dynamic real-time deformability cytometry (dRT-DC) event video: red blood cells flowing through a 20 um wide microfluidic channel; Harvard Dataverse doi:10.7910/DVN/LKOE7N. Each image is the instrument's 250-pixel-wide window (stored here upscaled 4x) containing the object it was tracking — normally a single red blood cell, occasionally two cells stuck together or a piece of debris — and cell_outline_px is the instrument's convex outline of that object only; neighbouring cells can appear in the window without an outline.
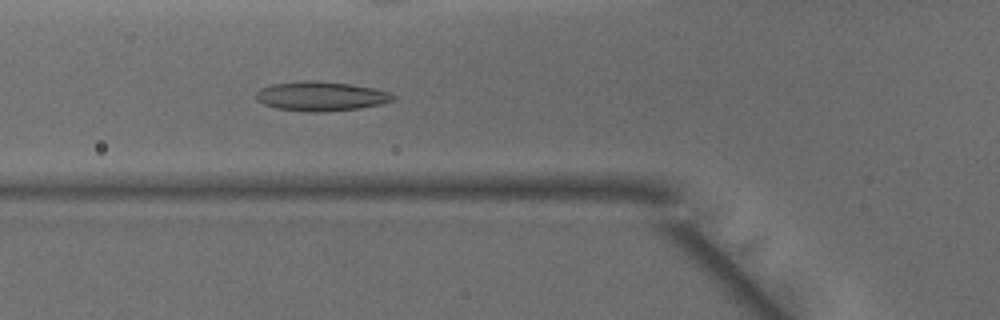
{"species": "common noctule bat (a hibernating species)", "species_latin": "Nyctalus noctula", "temperature_condition": "warm", "stored_images_in_passage": 37, "camera_frame_rate_fps": 3000, "um_per_image_px": 0.085, "animal": {"sex": "male", "body_mass_g": 15.6}, "frame": {"image": 1, "passage_image": 11, "time_ms": 3.333, "image_size_px": [1000, 320], "cell_outline_px": [[396, 100], [380, 104], [360, 108], [324, 112], [308, 112], [276, 108], [264, 104], [256, 100], [256, 92], [260, 88], [272, 84], [308, 80], [352, 84], [372, 88], [388, 92], [396, 96]], "centroid_in_image_um": [27.28, 8.18], "position_along_channel_um": 98.5, "area_um2": 23.47}}
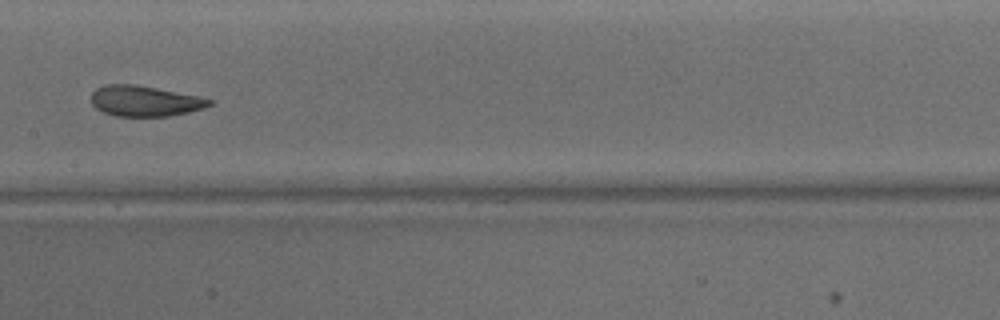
{"frame": {"image": 2, "passage_image": 18, "time_ms": 5.667, "image_size_px": [1000, 320], "cell_outline_px": [[212, 104], [204, 108], [188, 112], [168, 116], [116, 116], [104, 112], [96, 108], [92, 104], [92, 92], [96, 88], [108, 84], [136, 84], [196, 96], [212, 100]], "centroid_in_image_um": [12.28, 8.59], "position_along_channel_um": 195.1, "area_um2": 20.81}}
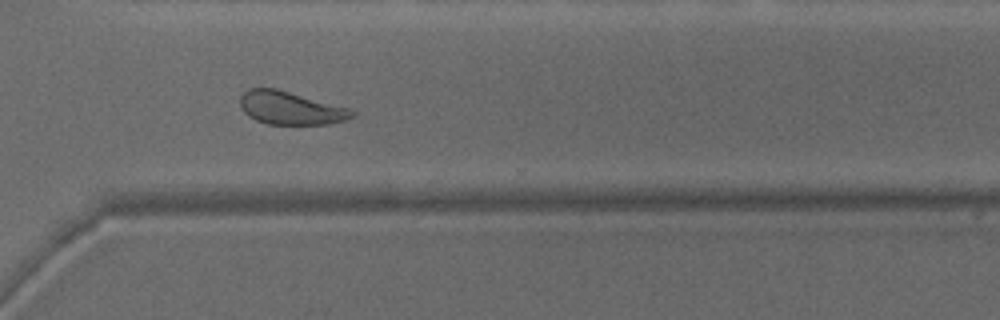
{"frame": {"image": 3, "passage_image": 29, "time_ms": 9.333, "image_size_px": [1000, 320], "cell_outline_px": [[356, 116], [344, 120], [328, 124], [268, 124], [256, 120], [248, 116], [244, 112], [240, 104], [240, 96], [248, 88], [276, 88], [348, 108], [356, 112]], "centroid_in_image_um": [24.68, 9.18], "position_along_channel_um": 345.9, "area_um2": 21.44}, "authors_computed_cell_mechanics": {"area_um2": 22.5998, "velocity_mm_per_s": 4.1252, "shape_relaxation_time_tau1_ms": 3.1503, "shape_relaxation_time_tau2_ms": 0.9215, "deformation_change_tau1": 0.1168, "deformation_change_tau2": 0.0758}}